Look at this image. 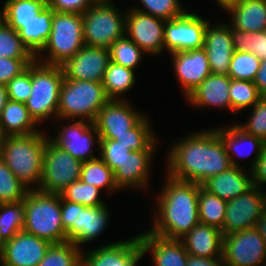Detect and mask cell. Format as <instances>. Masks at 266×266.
<instances>
[{"instance_id":"1","label":"cell","mask_w":266,"mask_h":266,"mask_svg":"<svg viewBox=\"0 0 266 266\" xmlns=\"http://www.w3.org/2000/svg\"><path fill=\"white\" fill-rule=\"evenodd\" d=\"M194 133V134H193ZM168 150L167 174L202 185L232 167L224 142L214 128L193 132Z\"/></svg>"},{"instance_id":"2","label":"cell","mask_w":266,"mask_h":266,"mask_svg":"<svg viewBox=\"0 0 266 266\" xmlns=\"http://www.w3.org/2000/svg\"><path fill=\"white\" fill-rule=\"evenodd\" d=\"M162 192L157 197V211L149 231L168 239H180L199 221L200 184L177 180L166 175Z\"/></svg>"},{"instance_id":"3","label":"cell","mask_w":266,"mask_h":266,"mask_svg":"<svg viewBox=\"0 0 266 266\" xmlns=\"http://www.w3.org/2000/svg\"><path fill=\"white\" fill-rule=\"evenodd\" d=\"M49 137L43 133L6 136L0 147L1 160L29 190L38 189Z\"/></svg>"},{"instance_id":"4","label":"cell","mask_w":266,"mask_h":266,"mask_svg":"<svg viewBox=\"0 0 266 266\" xmlns=\"http://www.w3.org/2000/svg\"><path fill=\"white\" fill-rule=\"evenodd\" d=\"M23 230L53 243L67 241L61 219V194L29 190L24 199Z\"/></svg>"},{"instance_id":"5","label":"cell","mask_w":266,"mask_h":266,"mask_svg":"<svg viewBox=\"0 0 266 266\" xmlns=\"http://www.w3.org/2000/svg\"><path fill=\"white\" fill-rule=\"evenodd\" d=\"M109 101L102 82L67 79L61 86L57 120L94 122L99 110Z\"/></svg>"},{"instance_id":"6","label":"cell","mask_w":266,"mask_h":266,"mask_svg":"<svg viewBox=\"0 0 266 266\" xmlns=\"http://www.w3.org/2000/svg\"><path fill=\"white\" fill-rule=\"evenodd\" d=\"M83 46L82 14L54 11L51 33L43 49L35 56V60L48 65L62 66ZM42 52L47 55L42 56Z\"/></svg>"},{"instance_id":"7","label":"cell","mask_w":266,"mask_h":266,"mask_svg":"<svg viewBox=\"0 0 266 266\" xmlns=\"http://www.w3.org/2000/svg\"><path fill=\"white\" fill-rule=\"evenodd\" d=\"M63 81L62 66L48 65L37 60L31 63L32 90L25 105L37 124L54 116V119H57L59 95Z\"/></svg>"},{"instance_id":"8","label":"cell","mask_w":266,"mask_h":266,"mask_svg":"<svg viewBox=\"0 0 266 266\" xmlns=\"http://www.w3.org/2000/svg\"><path fill=\"white\" fill-rule=\"evenodd\" d=\"M107 205L85 207L72 203L61 196V219L66 231L67 241L80 245L89 243L100 236L108 226Z\"/></svg>"},{"instance_id":"9","label":"cell","mask_w":266,"mask_h":266,"mask_svg":"<svg viewBox=\"0 0 266 266\" xmlns=\"http://www.w3.org/2000/svg\"><path fill=\"white\" fill-rule=\"evenodd\" d=\"M118 10L112 2H94L82 14L84 45L109 48L125 36L126 11Z\"/></svg>"},{"instance_id":"10","label":"cell","mask_w":266,"mask_h":266,"mask_svg":"<svg viewBox=\"0 0 266 266\" xmlns=\"http://www.w3.org/2000/svg\"><path fill=\"white\" fill-rule=\"evenodd\" d=\"M83 162L47 140L42 178L38 190L45 193L61 194L72 182L81 176Z\"/></svg>"},{"instance_id":"11","label":"cell","mask_w":266,"mask_h":266,"mask_svg":"<svg viewBox=\"0 0 266 266\" xmlns=\"http://www.w3.org/2000/svg\"><path fill=\"white\" fill-rule=\"evenodd\" d=\"M222 260L225 266H266V243L257 228L223 235Z\"/></svg>"},{"instance_id":"12","label":"cell","mask_w":266,"mask_h":266,"mask_svg":"<svg viewBox=\"0 0 266 266\" xmlns=\"http://www.w3.org/2000/svg\"><path fill=\"white\" fill-rule=\"evenodd\" d=\"M266 210V192L256 186L240 196L227 201L226 216L221 233L223 235L256 227Z\"/></svg>"},{"instance_id":"13","label":"cell","mask_w":266,"mask_h":266,"mask_svg":"<svg viewBox=\"0 0 266 266\" xmlns=\"http://www.w3.org/2000/svg\"><path fill=\"white\" fill-rule=\"evenodd\" d=\"M186 11L183 15L165 21L164 48L168 52L200 49L204 46V34L209 20Z\"/></svg>"},{"instance_id":"14","label":"cell","mask_w":266,"mask_h":266,"mask_svg":"<svg viewBox=\"0 0 266 266\" xmlns=\"http://www.w3.org/2000/svg\"><path fill=\"white\" fill-rule=\"evenodd\" d=\"M70 125L63 127L49 139L59 148L68 152L73 158L81 162L91 161L99 157L94 156L93 146L98 144L100 150V136L92 122L86 120H72ZM92 147V148H91Z\"/></svg>"},{"instance_id":"15","label":"cell","mask_w":266,"mask_h":266,"mask_svg":"<svg viewBox=\"0 0 266 266\" xmlns=\"http://www.w3.org/2000/svg\"><path fill=\"white\" fill-rule=\"evenodd\" d=\"M165 20L131 7L126 11L125 35L146 54L158 55L164 48Z\"/></svg>"},{"instance_id":"16","label":"cell","mask_w":266,"mask_h":266,"mask_svg":"<svg viewBox=\"0 0 266 266\" xmlns=\"http://www.w3.org/2000/svg\"><path fill=\"white\" fill-rule=\"evenodd\" d=\"M128 102V100H109L99 110L93 124L100 139L114 140L116 136L128 133V130L144 117L143 113L137 112Z\"/></svg>"},{"instance_id":"17","label":"cell","mask_w":266,"mask_h":266,"mask_svg":"<svg viewBox=\"0 0 266 266\" xmlns=\"http://www.w3.org/2000/svg\"><path fill=\"white\" fill-rule=\"evenodd\" d=\"M144 256L138 235L129 240L111 242L86 253L82 251L83 266H137Z\"/></svg>"},{"instance_id":"18","label":"cell","mask_w":266,"mask_h":266,"mask_svg":"<svg viewBox=\"0 0 266 266\" xmlns=\"http://www.w3.org/2000/svg\"><path fill=\"white\" fill-rule=\"evenodd\" d=\"M110 61L108 48L84 45L62 69L67 79L102 82Z\"/></svg>"},{"instance_id":"19","label":"cell","mask_w":266,"mask_h":266,"mask_svg":"<svg viewBox=\"0 0 266 266\" xmlns=\"http://www.w3.org/2000/svg\"><path fill=\"white\" fill-rule=\"evenodd\" d=\"M51 243L45 239L27 233L18 232L4 242L0 257L1 266H37L44 258Z\"/></svg>"},{"instance_id":"20","label":"cell","mask_w":266,"mask_h":266,"mask_svg":"<svg viewBox=\"0 0 266 266\" xmlns=\"http://www.w3.org/2000/svg\"><path fill=\"white\" fill-rule=\"evenodd\" d=\"M173 68L185 98L211 74L204 48L171 53Z\"/></svg>"},{"instance_id":"21","label":"cell","mask_w":266,"mask_h":266,"mask_svg":"<svg viewBox=\"0 0 266 266\" xmlns=\"http://www.w3.org/2000/svg\"><path fill=\"white\" fill-rule=\"evenodd\" d=\"M216 25V26H215ZM207 24L204 34V46L212 74L228 75L233 50L231 26L218 23Z\"/></svg>"},{"instance_id":"22","label":"cell","mask_w":266,"mask_h":266,"mask_svg":"<svg viewBox=\"0 0 266 266\" xmlns=\"http://www.w3.org/2000/svg\"><path fill=\"white\" fill-rule=\"evenodd\" d=\"M143 254L152 252L153 266H187L189 254L180 239H168L149 230L138 234Z\"/></svg>"},{"instance_id":"23","label":"cell","mask_w":266,"mask_h":266,"mask_svg":"<svg viewBox=\"0 0 266 266\" xmlns=\"http://www.w3.org/2000/svg\"><path fill=\"white\" fill-rule=\"evenodd\" d=\"M155 150L131 151L113 171V177L119 190L145 189Z\"/></svg>"},{"instance_id":"24","label":"cell","mask_w":266,"mask_h":266,"mask_svg":"<svg viewBox=\"0 0 266 266\" xmlns=\"http://www.w3.org/2000/svg\"><path fill=\"white\" fill-rule=\"evenodd\" d=\"M230 77L228 75L210 74L187 97V102L195 107L228 108L231 111L229 94Z\"/></svg>"},{"instance_id":"25","label":"cell","mask_w":266,"mask_h":266,"mask_svg":"<svg viewBox=\"0 0 266 266\" xmlns=\"http://www.w3.org/2000/svg\"><path fill=\"white\" fill-rule=\"evenodd\" d=\"M214 129L224 142L225 149L230 157L232 166H241L239 162L237 163V157L240 158L241 156H249L252 153L255 154L253 162H251V170L255 166L257 159L261 155L266 143L262 139L246 133L237 124L232 125V127H217V129ZM233 156L235 158H233Z\"/></svg>"},{"instance_id":"26","label":"cell","mask_w":266,"mask_h":266,"mask_svg":"<svg viewBox=\"0 0 266 266\" xmlns=\"http://www.w3.org/2000/svg\"><path fill=\"white\" fill-rule=\"evenodd\" d=\"M244 166H232L221 174L210 177L202 186L222 200L230 201L248 191L252 186V174Z\"/></svg>"},{"instance_id":"27","label":"cell","mask_w":266,"mask_h":266,"mask_svg":"<svg viewBox=\"0 0 266 266\" xmlns=\"http://www.w3.org/2000/svg\"><path fill=\"white\" fill-rule=\"evenodd\" d=\"M180 240L191 256L222 257L223 234L214 226L199 223Z\"/></svg>"},{"instance_id":"28","label":"cell","mask_w":266,"mask_h":266,"mask_svg":"<svg viewBox=\"0 0 266 266\" xmlns=\"http://www.w3.org/2000/svg\"><path fill=\"white\" fill-rule=\"evenodd\" d=\"M225 10L232 28L254 33L266 30V0H240Z\"/></svg>"},{"instance_id":"29","label":"cell","mask_w":266,"mask_h":266,"mask_svg":"<svg viewBox=\"0 0 266 266\" xmlns=\"http://www.w3.org/2000/svg\"><path fill=\"white\" fill-rule=\"evenodd\" d=\"M54 10L48 5L27 22H20V39L30 52L36 56L46 44L52 29Z\"/></svg>"},{"instance_id":"30","label":"cell","mask_w":266,"mask_h":266,"mask_svg":"<svg viewBox=\"0 0 266 266\" xmlns=\"http://www.w3.org/2000/svg\"><path fill=\"white\" fill-rule=\"evenodd\" d=\"M38 124L30 116L25 103L8 99L0 114V128L4 137L38 133Z\"/></svg>"},{"instance_id":"31","label":"cell","mask_w":266,"mask_h":266,"mask_svg":"<svg viewBox=\"0 0 266 266\" xmlns=\"http://www.w3.org/2000/svg\"><path fill=\"white\" fill-rule=\"evenodd\" d=\"M135 70L109 62L105 70L102 85L109 100H126L120 96L134 87L136 82Z\"/></svg>"},{"instance_id":"32","label":"cell","mask_w":266,"mask_h":266,"mask_svg":"<svg viewBox=\"0 0 266 266\" xmlns=\"http://www.w3.org/2000/svg\"><path fill=\"white\" fill-rule=\"evenodd\" d=\"M227 201L210 193L202 185L198 195L199 221L222 230L226 216Z\"/></svg>"},{"instance_id":"33","label":"cell","mask_w":266,"mask_h":266,"mask_svg":"<svg viewBox=\"0 0 266 266\" xmlns=\"http://www.w3.org/2000/svg\"><path fill=\"white\" fill-rule=\"evenodd\" d=\"M47 6V0H6L3 4L4 22L14 30L20 22H27Z\"/></svg>"},{"instance_id":"34","label":"cell","mask_w":266,"mask_h":266,"mask_svg":"<svg viewBox=\"0 0 266 266\" xmlns=\"http://www.w3.org/2000/svg\"><path fill=\"white\" fill-rule=\"evenodd\" d=\"M150 121L144 116L128 133L116 136L114 139L118 144L130 147V150H156L157 137L150 128Z\"/></svg>"},{"instance_id":"35","label":"cell","mask_w":266,"mask_h":266,"mask_svg":"<svg viewBox=\"0 0 266 266\" xmlns=\"http://www.w3.org/2000/svg\"><path fill=\"white\" fill-rule=\"evenodd\" d=\"M80 180L84 183L94 185L101 191L105 189L110 194L116 193L118 187L115 184L113 171L99 157L97 159L83 162Z\"/></svg>"},{"instance_id":"36","label":"cell","mask_w":266,"mask_h":266,"mask_svg":"<svg viewBox=\"0 0 266 266\" xmlns=\"http://www.w3.org/2000/svg\"><path fill=\"white\" fill-rule=\"evenodd\" d=\"M24 224V200L0 204V238L3 242L23 231Z\"/></svg>"},{"instance_id":"37","label":"cell","mask_w":266,"mask_h":266,"mask_svg":"<svg viewBox=\"0 0 266 266\" xmlns=\"http://www.w3.org/2000/svg\"><path fill=\"white\" fill-rule=\"evenodd\" d=\"M82 251V248L70 241L53 243L37 266H79Z\"/></svg>"},{"instance_id":"38","label":"cell","mask_w":266,"mask_h":266,"mask_svg":"<svg viewBox=\"0 0 266 266\" xmlns=\"http://www.w3.org/2000/svg\"><path fill=\"white\" fill-rule=\"evenodd\" d=\"M229 94L231 111L237 114L245 109H251L261 98L257 86L252 81L230 78Z\"/></svg>"},{"instance_id":"39","label":"cell","mask_w":266,"mask_h":266,"mask_svg":"<svg viewBox=\"0 0 266 266\" xmlns=\"http://www.w3.org/2000/svg\"><path fill=\"white\" fill-rule=\"evenodd\" d=\"M233 50L253 53L258 59H266V31H240L231 27Z\"/></svg>"},{"instance_id":"40","label":"cell","mask_w":266,"mask_h":266,"mask_svg":"<svg viewBox=\"0 0 266 266\" xmlns=\"http://www.w3.org/2000/svg\"><path fill=\"white\" fill-rule=\"evenodd\" d=\"M108 49L110 60L113 63L133 70L137 68L140 60H142V55L145 54V52L126 35L117 39Z\"/></svg>"},{"instance_id":"41","label":"cell","mask_w":266,"mask_h":266,"mask_svg":"<svg viewBox=\"0 0 266 266\" xmlns=\"http://www.w3.org/2000/svg\"><path fill=\"white\" fill-rule=\"evenodd\" d=\"M28 191L0 158V204L24 200Z\"/></svg>"},{"instance_id":"42","label":"cell","mask_w":266,"mask_h":266,"mask_svg":"<svg viewBox=\"0 0 266 266\" xmlns=\"http://www.w3.org/2000/svg\"><path fill=\"white\" fill-rule=\"evenodd\" d=\"M101 190L94 185L84 183L80 179L72 182L61 196L72 203H80L85 207L106 205L100 197Z\"/></svg>"},{"instance_id":"43","label":"cell","mask_w":266,"mask_h":266,"mask_svg":"<svg viewBox=\"0 0 266 266\" xmlns=\"http://www.w3.org/2000/svg\"><path fill=\"white\" fill-rule=\"evenodd\" d=\"M0 57L35 58L20 39L19 33L4 21L0 24Z\"/></svg>"},{"instance_id":"44","label":"cell","mask_w":266,"mask_h":266,"mask_svg":"<svg viewBox=\"0 0 266 266\" xmlns=\"http://www.w3.org/2000/svg\"><path fill=\"white\" fill-rule=\"evenodd\" d=\"M261 60L251 52H235L232 55L228 76L231 79L254 81Z\"/></svg>"},{"instance_id":"45","label":"cell","mask_w":266,"mask_h":266,"mask_svg":"<svg viewBox=\"0 0 266 266\" xmlns=\"http://www.w3.org/2000/svg\"><path fill=\"white\" fill-rule=\"evenodd\" d=\"M139 2L144 8L135 6L133 9L165 21L179 17L187 11L179 0H139Z\"/></svg>"},{"instance_id":"46","label":"cell","mask_w":266,"mask_h":266,"mask_svg":"<svg viewBox=\"0 0 266 266\" xmlns=\"http://www.w3.org/2000/svg\"><path fill=\"white\" fill-rule=\"evenodd\" d=\"M246 133L262 139L266 143V97H261L252 107L247 123L237 124Z\"/></svg>"},{"instance_id":"47","label":"cell","mask_w":266,"mask_h":266,"mask_svg":"<svg viewBox=\"0 0 266 266\" xmlns=\"http://www.w3.org/2000/svg\"><path fill=\"white\" fill-rule=\"evenodd\" d=\"M8 99L25 103L32 90L31 63L19 75L13 77L6 85Z\"/></svg>"},{"instance_id":"48","label":"cell","mask_w":266,"mask_h":266,"mask_svg":"<svg viewBox=\"0 0 266 266\" xmlns=\"http://www.w3.org/2000/svg\"><path fill=\"white\" fill-rule=\"evenodd\" d=\"M131 151L130 147L120 145L115 140H100V158L112 171L119 166Z\"/></svg>"},{"instance_id":"49","label":"cell","mask_w":266,"mask_h":266,"mask_svg":"<svg viewBox=\"0 0 266 266\" xmlns=\"http://www.w3.org/2000/svg\"><path fill=\"white\" fill-rule=\"evenodd\" d=\"M35 58H4L0 57V84L7 83L24 71Z\"/></svg>"},{"instance_id":"50","label":"cell","mask_w":266,"mask_h":266,"mask_svg":"<svg viewBox=\"0 0 266 266\" xmlns=\"http://www.w3.org/2000/svg\"><path fill=\"white\" fill-rule=\"evenodd\" d=\"M93 3V0H47V5L55 12L79 14H83Z\"/></svg>"},{"instance_id":"51","label":"cell","mask_w":266,"mask_h":266,"mask_svg":"<svg viewBox=\"0 0 266 266\" xmlns=\"http://www.w3.org/2000/svg\"><path fill=\"white\" fill-rule=\"evenodd\" d=\"M251 174L253 185L262 189L266 183V145L257 159L255 166L251 169Z\"/></svg>"},{"instance_id":"52","label":"cell","mask_w":266,"mask_h":266,"mask_svg":"<svg viewBox=\"0 0 266 266\" xmlns=\"http://www.w3.org/2000/svg\"><path fill=\"white\" fill-rule=\"evenodd\" d=\"M187 266H225L222 257H195L189 255Z\"/></svg>"},{"instance_id":"53","label":"cell","mask_w":266,"mask_h":266,"mask_svg":"<svg viewBox=\"0 0 266 266\" xmlns=\"http://www.w3.org/2000/svg\"><path fill=\"white\" fill-rule=\"evenodd\" d=\"M253 82L257 86L260 96L266 97V59L261 61Z\"/></svg>"},{"instance_id":"54","label":"cell","mask_w":266,"mask_h":266,"mask_svg":"<svg viewBox=\"0 0 266 266\" xmlns=\"http://www.w3.org/2000/svg\"><path fill=\"white\" fill-rule=\"evenodd\" d=\"M256 228L266 243V210L257 221Z\"/></svg>"},{"instance_id":"55","label":"cell","mask_w":266,"mask_h":266,"mask_svg":"<svg viewBox=\"0 0 266 266\" xmlns=\"http://www.w3.org/2000/svg\"><path fill=\"white\" fill-rule=\"evenodd\" d=\"M8 101L7 87L6 85L0 84V114Z\"/></svg>"},{"instance_id":"56","label":"cell","mask_w":266,"mask_h":266,"mask_svg":"<svg viewBox=\"0 0 266 266\" xmlns=\"http://www.w3.org/2000/svg\"><path fill=\"white\" fill-rule=\"evenodd\" d=\"M215 1L218 3V5H220V7H222L225 10L228 6L235 4L240 0H215Z\"/></svg>"},{"instance_id":"57","label":"cell","mask_w":266,"mask_h":266,"mask_svg":"<svg viewBox=\"0 0 266 266\" xmlns=\"http://www.w3.org/2000/svg\"><path fill=\"white\" fill-rule=\"evenodd\" d=\"M3 246H4V242L0 238V257H1L2 251H3Z\"/></svg>"},{"instance_id":"58","label":"cell","mask_w":266,"mask_h":266,"mask_svg":"<svg viewBox=\"0 0 266 266\" xmlns=\"http://www.w3.org/2000/svg\"><path fill=\"white\" fill-rule=\"evenodd\" d=\"M3 139H4V136H3L2 132H1V128H0V147L2 145Z\"/></svg>"},{"instance_id":"59","label":"cell","mask_w":266,"mask_h":266,"mask_svg":"<svg viewBox=\"0 0 266 266\" xmlns=\"http://www.w3.org/2000/svg\"><path fill=\"white\" fill-rule=\"evenodd\" d=\"M4 21V18H3V9L2 11L0 10V24Z\"/></svg>"},{"instance_id":"60","label":"cell","mask_w":266,"mask_h":266,"mask_svg":"<svg viewBox=\"0 0 266 266\" xmlns=\"http://www.w3.org/2000/svg\"><path fill=\"white\" fill-rule=\"evenodd\" d=\"M94 2H105V3H111V0H93Z\"/></svg>"}]
</instances>
